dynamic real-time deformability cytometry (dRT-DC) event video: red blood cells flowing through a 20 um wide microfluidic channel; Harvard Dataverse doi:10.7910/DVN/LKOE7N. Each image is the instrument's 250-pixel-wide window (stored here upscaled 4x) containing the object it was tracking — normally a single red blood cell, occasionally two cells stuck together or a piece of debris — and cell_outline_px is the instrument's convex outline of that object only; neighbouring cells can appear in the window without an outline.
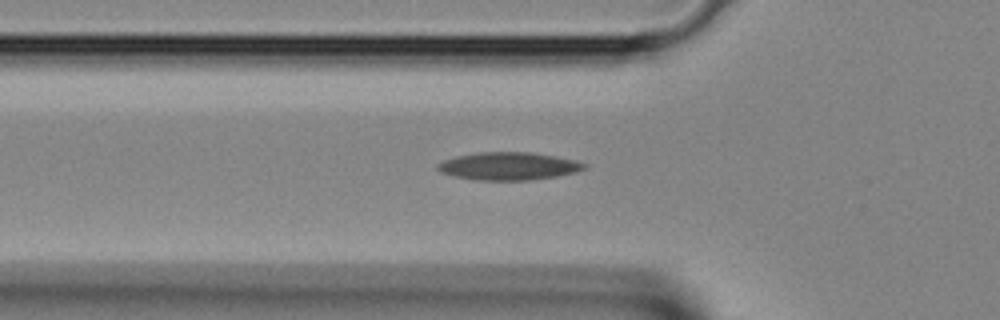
{"species": "Egyptian fruit bat (a non-hibernating species)", "species_latin": "Rousettus aegyptiacus", "temperature_condition": "room temperature", "stored_images_in_passage": 31, "camera_frame_rate_fps": 3000, "um_per_image_px": 0.085, "animal": {"sex": "female"}, "frame": {"image": 1, "passage_image": 4, "time_ms": 1.0, "image_size_px": [1000, 320], "cell_outline_px": [[588, 164], [584, 168], [576, 172], [556, 176], [528, 180], [480, 180], [452, 176], [440, 172], [436, 168], [436, 164], [444, 160], [456, 156], [480, 152], [532, 152], [576, 160]], "centroid_in_image_um": [43.21, 14.12], "position_along_channel_um": 82.6, "area_um2": 23.7}}
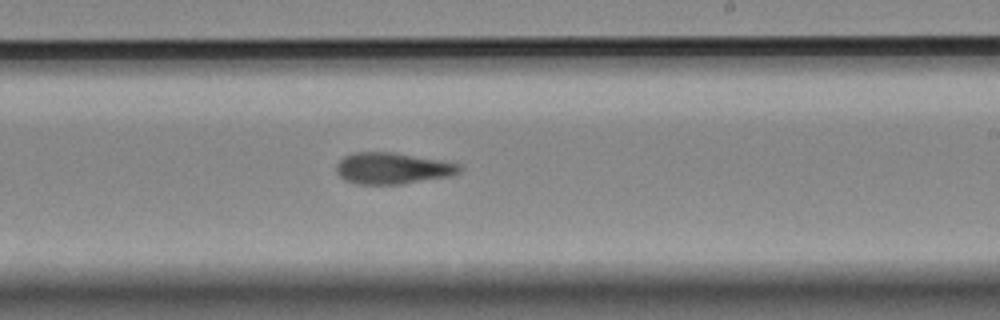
{"frame": {"image": 2, "passage_image": 14, "time_ms": 4.333, "image_size_px": [1000, 320], "cell_outline_px": [[464, 168], [460, 172], [448, 176], [400, 184], [360, 184], [344, 180], [336, 172], [336, 164], [344, 156], [356, 152], [392, 152], [444, 160], [460, 164]], "centroid_in_image_um": [33.37, 14.29], "position_along_channel_um": 255.6, "area_um2": 22.54}}
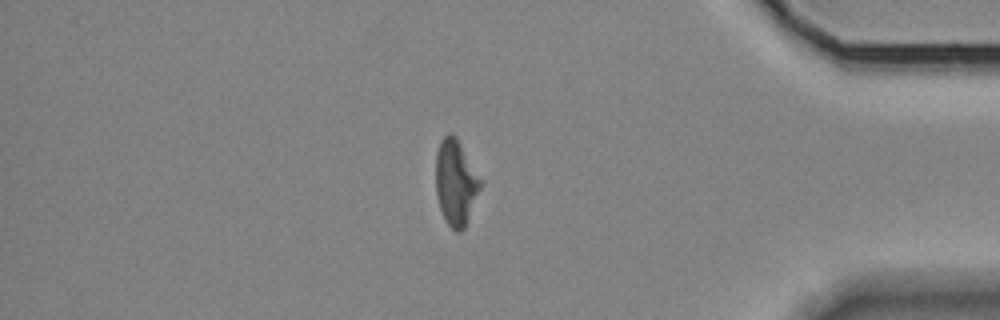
{"frame": {"image": 3, "passage_image": 24, "time_ms": 7.667, "image_size_px": [1000, 320], "cell_outline_px": [[484, 180], [464, 228], [460, 232], [456, 232], [448, 224], [440, 208], [436, 196], [436, 152], [440, 140], [448, 132], [452, 132], [456, 136]], "centroid_in_image_um": [38.76, 15.45], "position_along_channel_um": 396.4, "area_um2": 22.6}}